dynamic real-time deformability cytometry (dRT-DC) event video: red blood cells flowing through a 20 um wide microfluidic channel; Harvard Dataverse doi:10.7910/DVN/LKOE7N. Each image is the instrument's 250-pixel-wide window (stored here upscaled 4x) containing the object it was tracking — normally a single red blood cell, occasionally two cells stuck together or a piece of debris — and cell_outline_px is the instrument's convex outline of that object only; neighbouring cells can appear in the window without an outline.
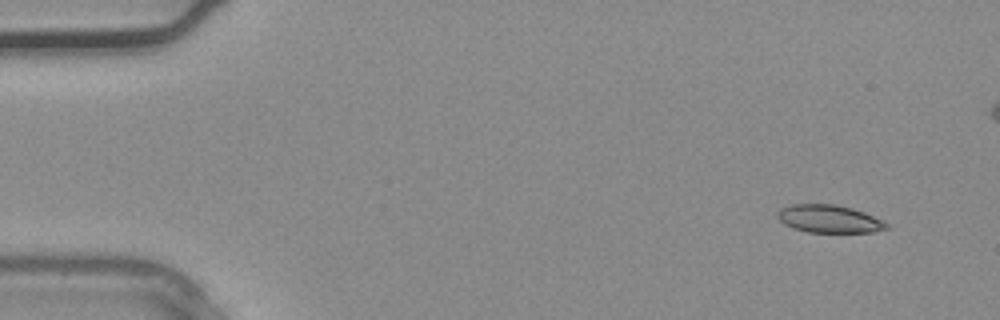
{"species": "common noctule bat (a hibernating species)", "species_latin": "Nyctalus noctula", "temperature_condition": "warm", "stored_images_in_passage": 35, "camera_frame_rate_fps": 3000, "um_per_image_px": 0.085, "animal": {"sex": "male", "body_mass_g": 20.4}, "frame": {"image": 1, "passage_image": 1, "time_ms": 0.0, "image_size_px": [1000, 320], "cell_outline_px": [[888, 228], [872, 232], [808, 232], [792, 228], [784, 224], [776, 216], [776, 212], [780, 208], [792, 204], [832, 204], [852, 208], [864, 212], [884, 220], [888, 224]], "centroid_in_image_um": [70.46, 18.6], "position_along_channel_um": 14.5, "area_um2": 17.74}}
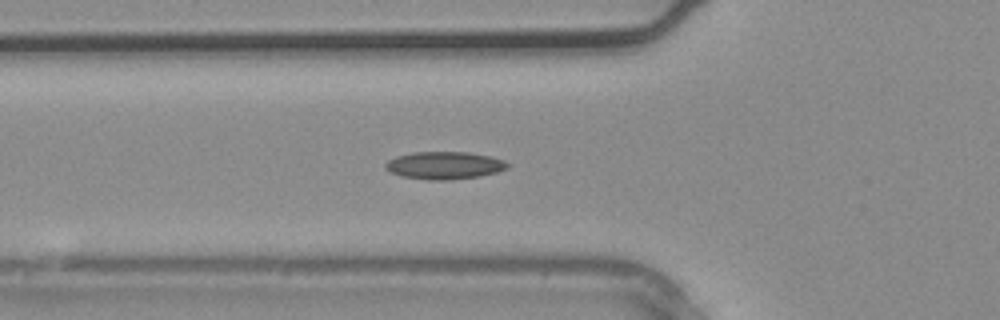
{"frame": {"image": 2, "passage_image": 11, "time_ms": 3.333, "image_size_px": [1000, 320], "cell_outline_px": [[512, 164], [508, 168], [496, 172], [480, 176], [444, 180], [428, 180], [404, 176], [392, 172], [384, 168], [384, 164], [388, 160], [396, 156], [412, 152], [468, 152], [492, 156], [504, 160]], "centroid_in_image_um": [37.81, 14.04], "position_along_channel_um": 88.0, "area_um2": 19.65}}